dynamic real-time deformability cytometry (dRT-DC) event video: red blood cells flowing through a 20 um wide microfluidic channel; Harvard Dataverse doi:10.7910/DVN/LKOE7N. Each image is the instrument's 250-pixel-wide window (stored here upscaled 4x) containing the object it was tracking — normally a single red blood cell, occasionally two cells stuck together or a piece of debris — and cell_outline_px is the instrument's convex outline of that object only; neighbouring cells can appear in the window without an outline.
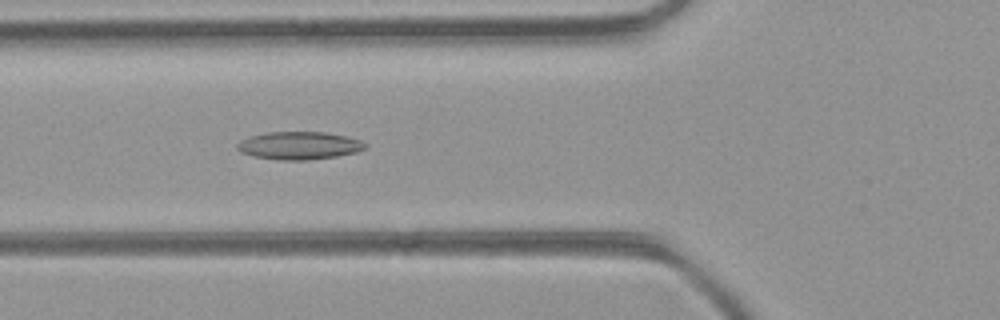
{"species": "common noctule bat (a hibernating species)", "species_latin": "Nyctalus noctula", "temperature_condition": "room temperature", "stored_images_in_passage": 18, "camera_frame_rate_fps": 3000, "um_per_image_px": 0.085, "animal": {"sex": "female", "body_mass_g": 21.9}, "frame": {"image": 1, "passage_image": 6, "time_ms": 1.667, "image_size_px": [1000, 320], "cell_outline_px": [[368, 144], [364, 148], [356, 152], [336, 156], [308, 160], [280, 160], [252, 156], [240, 152], [236, 148], [236, 144], [240, 140], [252, 136], [268, 132], [324, 132], [348, 136], [360, 140]], "centroid_in_image_um": [25.41, 12.37], "position_along_channel_um": 100.4, "area_um2": 20.75}}
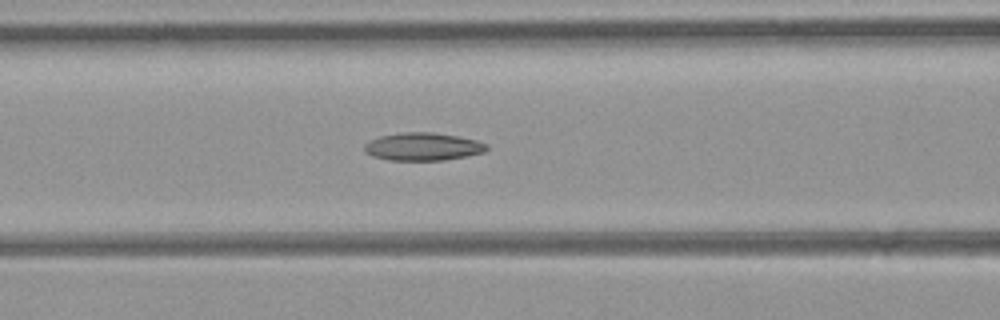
{"frame": {"image": 2, "passage_image": 8, "time_ms": 2.333, "image_size_px": [1000, 320], "cell_outline_px": [[488, 148], [484, 152], [468, 156], [444, 160], [388, 160], [372, 156], [364, 152], [364, 144], [368, 140], [380, 136], [404, 132], [432, 132], [456, 136], [476, 140], [488, 144]], "centroid_in_image_um": [35.92, 12.47], "position_along_channel_um": 130.7, "area_um2": 19.94}}